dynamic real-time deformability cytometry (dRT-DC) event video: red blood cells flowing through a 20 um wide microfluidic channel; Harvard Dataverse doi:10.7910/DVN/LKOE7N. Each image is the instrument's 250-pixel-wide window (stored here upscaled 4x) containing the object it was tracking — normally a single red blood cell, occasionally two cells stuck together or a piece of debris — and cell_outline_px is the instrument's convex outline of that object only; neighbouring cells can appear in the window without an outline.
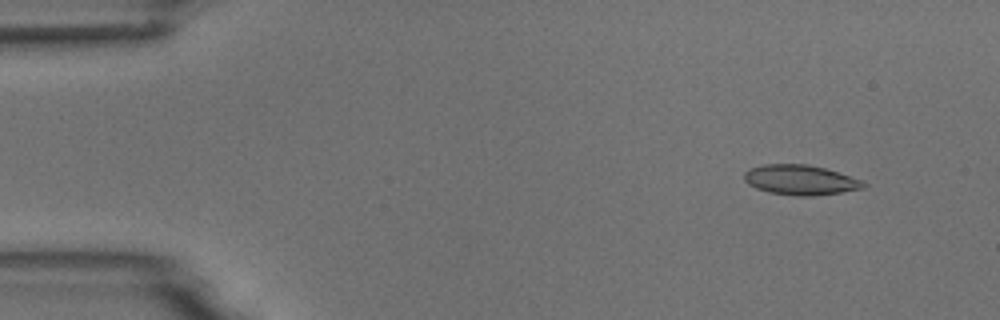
{"species": "common noctule bat (a hibernating species)", "species_latin": "Nyctalus noctula", "temperature_condition": "room temperature", "stored_images_in_passage": 5, "camera_frame_rate_fps": 3000, "um_per_image_px": 0.085, "animal": {"sex": "male", "body_mass_g": 18.8}, "frame": {"image": 1, "passage_image": 2, "time_ms": 1.333, "image_size_px": [1000, 320], "cell_outline_px": [[868, 184], [864, 188], [840, 192], [812, 196], [796, 196], [768, 192], [756, 188], [748, 184], [744, 180], [744, 172], [752, 168], [764, 164], [808, 164], [824, 168], [864, 180]], "centroid_in_image_um": [68.05, 15.3], "position_along_channel_um": 16.9, "area_um2": 20.87}}
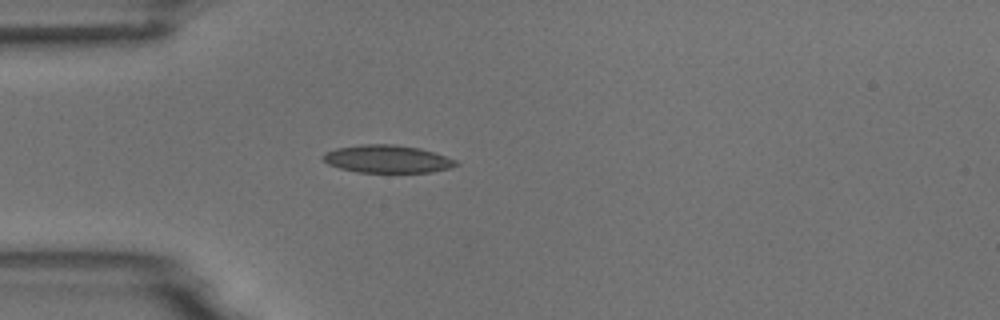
{"frame": {"image": 2, "passage_image": 5, "time_ms": 4.667, "image_size_px": [1000, 320], "cell_outline_px": [[460, 164], [452, 168], [432, 172], [356, 172], [340, 168], [328, 164], [320, 156], [324, 152], [336, 148], [360, 144], [396, 144], [420, 148], [456, 160]], "centroid_in_image_um": [32.9, 13.51], "position_along_channel_um": 52.1, "area_um2": 21.62}}